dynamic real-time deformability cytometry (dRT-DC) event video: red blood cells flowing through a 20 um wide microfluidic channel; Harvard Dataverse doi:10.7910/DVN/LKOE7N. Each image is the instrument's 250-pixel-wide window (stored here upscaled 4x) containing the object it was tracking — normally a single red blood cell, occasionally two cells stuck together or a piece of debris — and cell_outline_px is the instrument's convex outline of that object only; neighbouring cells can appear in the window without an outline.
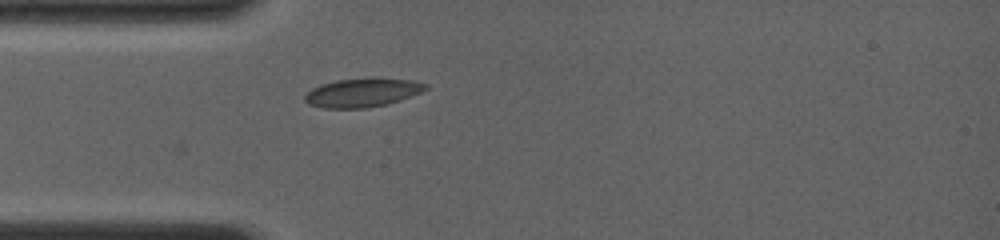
{"species": "common noctule bat (a hibernating species)", "species_latin": "Nyctalus noctula", "temperature_condition": "room temperature", "stored_images_in_passage": 41, "camera_frame_rate_fps": 4000, "um_per_image_px": 0.085, "animal": {"sex": "female", "body_mass_g": 19.0, "forearm_length_mm": 56.7}, "frame": {"image": 1, "passage_image": 1, "time_ms": 0.0, "image_size_px": [1000, 240], "cell_outline_px": [[428, 88], [420, 92], [400, 100], [388, 104], [364, 108], [324, 108], [308, 104], [304, 100], [304, 96], [312, 88], [320, 84], [336, 80], [372, 76], [412, 80], [428, 84]], "centroid_in_image_um": [30.81, 7.84], "position_along_channel_um": 54.2, "area_um2": 20.63}}
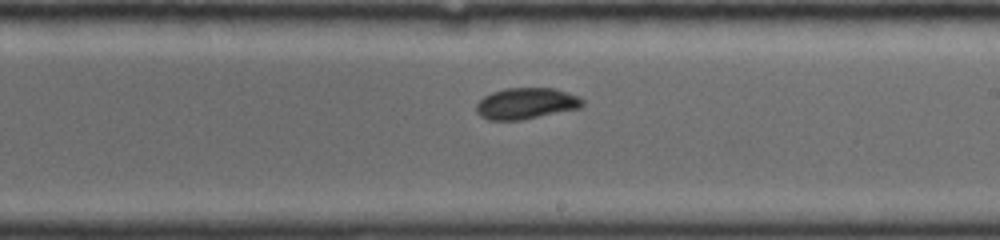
{"frame": {"image": 2, "passage_image": 18, "time_ms": 4.75, "image_size_px": [1000, 240], "cell_outline_px": [[584, 104], [580, 108], [520, 120], [488, 120], [480, 116], [476, 112], [476, 104], [484, 96], [492, 92], [508, 88], [552, 88], [568, 92], [584, 100]], "centroid_in_image_um": [44.7, 8.8], "position_along_channel_um": 244.3, "area_um2": 19.25}}
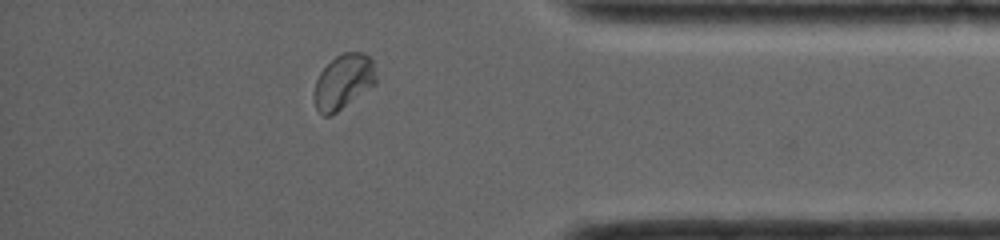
{"frame": {"image": 3, "passage_image": 35, "time_ms": 9.0, "image_size_px": [1000, 240], "cell_outline_px": [[376, 84], [336, 112], [328, 116], [324, 116], [316, 108], [312, 100], [312, 96], [316, 80], [320, 72], [336, 56], [344, 52], [364, 52], [372, 60], [376, 76]], "centroid_in_image_um": [29.17, 6.94], "position_along_channel_um": 406.0, "area_um2": 19.77}, "authors_computed_cell_mechanics": {"area_um2": 19.7676, "velocity_mm_per_s": 4.0759, "shape_relaxation_time_tau1_ms": 2.5531, "shape_relaxation_time_tau2_ms": null, "deformation_change_tau1": 0.0749, "deformation_change_tau2": null}}